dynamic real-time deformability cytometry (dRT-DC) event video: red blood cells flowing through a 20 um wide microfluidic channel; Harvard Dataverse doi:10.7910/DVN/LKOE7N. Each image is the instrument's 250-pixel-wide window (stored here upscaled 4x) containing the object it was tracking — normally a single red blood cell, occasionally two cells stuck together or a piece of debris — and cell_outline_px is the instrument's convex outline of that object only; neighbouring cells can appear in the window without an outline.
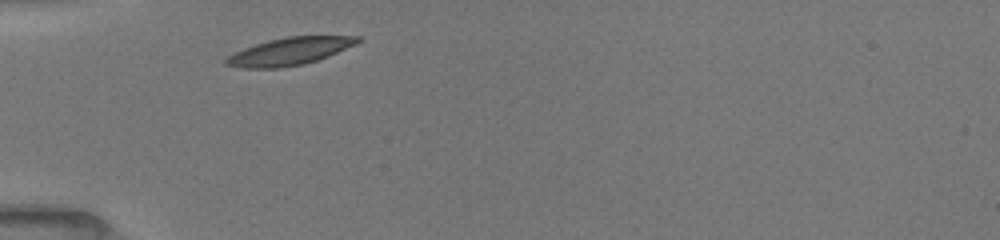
{"species": "common noctule bat (a hibernating species)", "species_latin": "Nyctalus noctula", "temperature_condition": "room temperature", "stored_images_in_passage": 22, "camera_frame_rate_fps": 3000, "um_per_image_px": 0.085, "animal": {"sex": "female", "body_mass_g": 19.5, "forearm_length_mm": 54.1}, "frame": {"image": 1, "passage_image": 1, "time_ms": 0.0, "image_size_px": [1000, 240], "cell_outline_px": [[364, 40], [356, 44], [328, 56], [304, 64], [280, 68], [240, 68], [224, 64], [224, 60], [228, 56], [244, 48], [268, 40], [288, 36], [360, 36]], "centroid_in_image_um": [24.63, 4.36], "position_along_channel_um": 60.4, "area_um2": 21.04}}
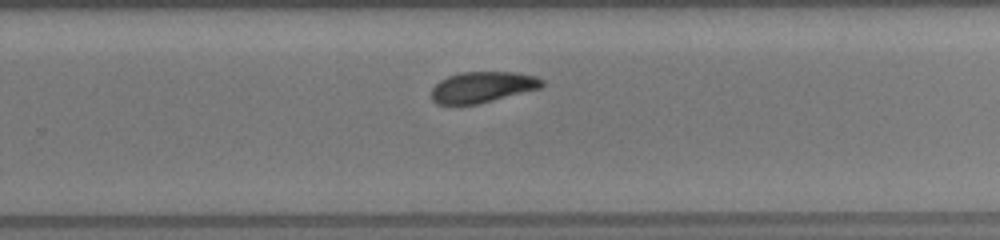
{"frame": {"image": 2, "passage_image": 10, "time_ms": 6.0, "image_size_px": [1000, 240], "cell_outline_px": [[544, 84], [540, 88], [476, 104], [436, 104], [432, 100], [432, 88], [440, 80], [448, 76], [460, 72], [516, 72], [536, 76], [544, 80]], "centroid_in_image_um": [41.0, 7.39], "position_along_channel_um": 288.8, "area_um2": 19.77}}
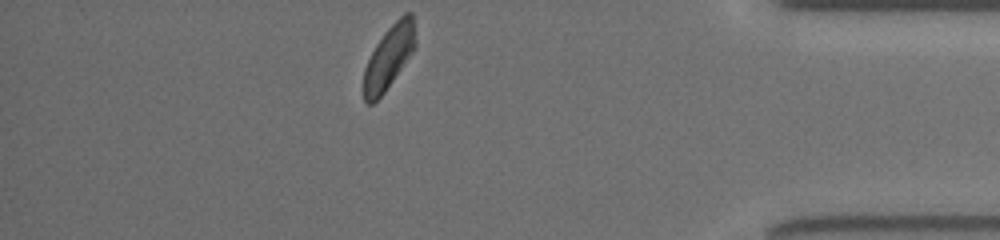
{"frame": {"image": 3, "passage_image": 22, "time_ms": 9.667, "image_size_px": [1000, 240], "cell_outline_px": [[416, 48], [384, 92], [372, 104], [368, 104], [364, 100], [364, 68], [376, 44], [384, 32], [404, 12], [412, 12], [416, 40]], "centroid_in_image_um": [33.08, 4.83], "position_along_channel_um": 402.1, "area_um2": 18.96}, "authors_computed_cell_mechanics": {"area_um2": 20.7791, "velocity_mm_per_s": 3.9597, "shape_relaxation_time_tau1_ms": 2.944, "shape_relaxation_time_tau2_ms": 3.207, "deformation_change_tau1": 0.1103, "deformation_change_tau2": 0.0811}}